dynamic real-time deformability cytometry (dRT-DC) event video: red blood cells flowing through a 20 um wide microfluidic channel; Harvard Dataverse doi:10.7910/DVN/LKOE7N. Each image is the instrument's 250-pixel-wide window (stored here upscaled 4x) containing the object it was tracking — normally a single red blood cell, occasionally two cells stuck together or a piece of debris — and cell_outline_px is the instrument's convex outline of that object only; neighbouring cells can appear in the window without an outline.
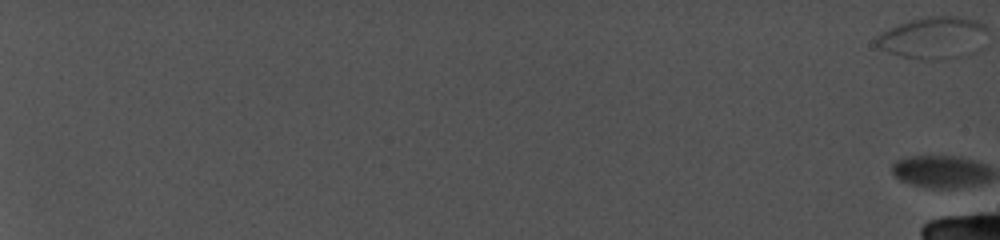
{"species": "common noctule bat (a hibernating species)", "species_latin": "Nyctalus noctula", "temperature_condition": "cold", "stored_images_in_passage": 12, "camera_frame_rate_fps": 5000, "um_per_image_px": 0.085, "animal": {"sex": "female", "body_mass_g": 19.0, "forearm_length_mm": 56.7}, "frame": {"image": 1, "passage_image": 1, "time_ms": 0.0, "image_size_px": [1000, 240], "cell_outline_px": [[984, 28], [920, 56], [900, 56], [888, 52], [880, 48], [876, 44], [876, 40], [884, 32], [900, 24], [912, 20], [936, 16], [952, 16], [976, 20], [984, 24]], "centroid_in_image_um": [78.72, 2.96], "position_along_channel_um": 6.3, "area_um2": 19.83}}